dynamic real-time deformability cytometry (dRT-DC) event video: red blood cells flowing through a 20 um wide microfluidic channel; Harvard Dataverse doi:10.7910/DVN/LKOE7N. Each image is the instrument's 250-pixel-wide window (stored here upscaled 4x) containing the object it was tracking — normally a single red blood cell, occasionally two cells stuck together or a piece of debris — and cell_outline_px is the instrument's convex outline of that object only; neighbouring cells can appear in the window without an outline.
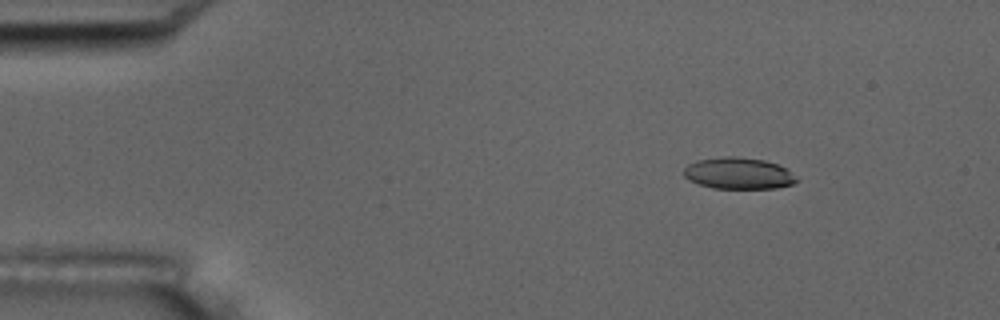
{"species": "common noctule bat (a hibernating species)", "species_latin": "Nyctalus noctula", "temperature_condition": "room temperature", "stored_images_in_passage": 7, "camera_frame_rate_fps": 3000, "um_per_image_px": 0.085, "animal": {"sex": "male", "body_mass_g": 17.5, "forearm_length_mm": 52.3}, "frame": {"image": 1, "passage_image": 3, "time_ms": 2.333, "image_size_px": [1000, 320], "cell_outline_px": [[800, 180], [792, 184], [776, 188], [712, 188], [688, 180], [684, 176], [684, 168], [688, 164], [696, 160], [724, 156], [736, 156], [764, 160], [776, 164], [784, 168], [796, 176]], "centroid_in_image_um": [62.75, 14.73], "position_along_channel_um": 22.2, "area_um2": 20.69}}
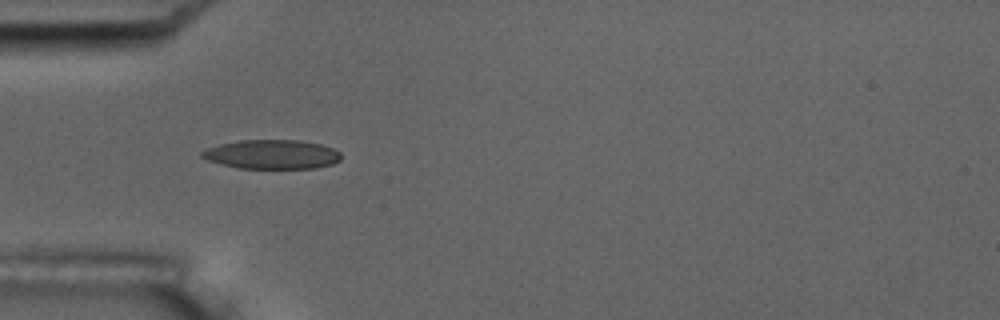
{"frame": {"image": 2, "passage_image": 6, "time_ms": 5.667, "image_size_px": [1000, 320], "cell_outline_px": [[340, 160], [332, 164], [316, 168], [240, 168], [220, 164], [208, 160], [200, 156], [200, 152], [204, 148], [220, 144], [240, 140], [300, 140], [320, 144], [332, 148], [340, 152]], "centroid_in_image_um": [23.08, 13.12], "position_along_channel_um": 61.9, "area_um2": 23.7}}